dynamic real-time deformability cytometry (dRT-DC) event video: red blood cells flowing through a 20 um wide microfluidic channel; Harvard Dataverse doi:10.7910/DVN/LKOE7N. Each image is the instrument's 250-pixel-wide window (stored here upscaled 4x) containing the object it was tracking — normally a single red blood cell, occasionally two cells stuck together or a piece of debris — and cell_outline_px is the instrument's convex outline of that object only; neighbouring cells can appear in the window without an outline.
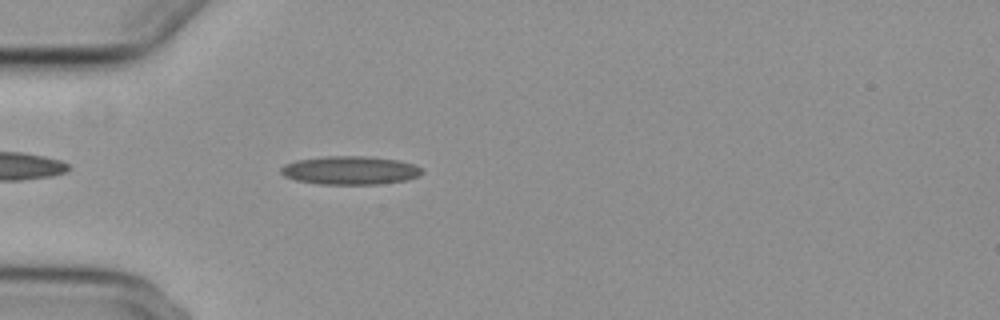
{"species": "common noctule bat (a hibernating species)", "species_latin": "Nyctalus noctula", "temperature_condition": "cold", "stored_images_in_passage": 5, "camera_frame_rate_fps": 3000, "um_per_image_px": 0.085, "animal": {"sex": "female", "body_mass_g": 29.2, "forearm_length_mm": 56.3}, "frame": {"image": 1, "passage_image": 5, "time_ms": 4.667, "image_size_px": [1000, 320], "cell_outline_px": [[424, 172], [420, 176], [408, 180], [376, 184], [320, 184], [296, 180], [284, 176], [280, 172], [280, 168], [284, 164], [296, 160], [328, 156], [364, 156], [400, 160], [424, 168]], "centroid_in_image_um": [29.79, 14.48], "position_along_channel_um": 55.2, "area_um2": 23.52}}